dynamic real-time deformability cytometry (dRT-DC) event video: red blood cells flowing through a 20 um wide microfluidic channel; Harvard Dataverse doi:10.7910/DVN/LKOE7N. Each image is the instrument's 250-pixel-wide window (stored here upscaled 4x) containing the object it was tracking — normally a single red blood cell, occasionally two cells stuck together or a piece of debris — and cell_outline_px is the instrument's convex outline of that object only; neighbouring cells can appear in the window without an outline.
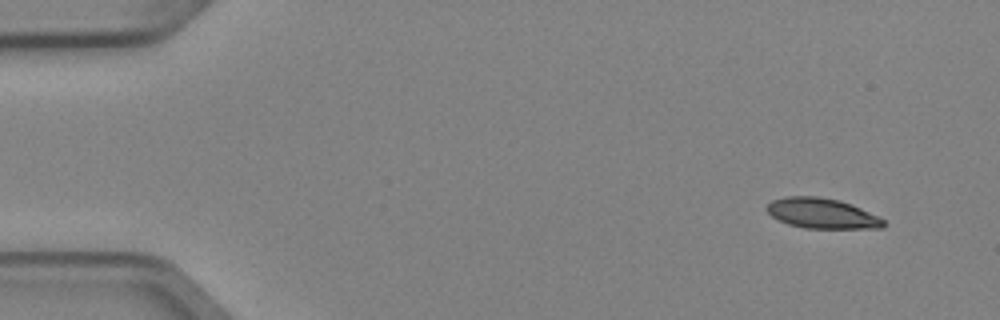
{"species": "Egyptian fruit bat (a non-hibernating species)", "species_latin": "Rousettus aegyptiacus", "temperature_condition": "cold", "stored_images_in_passage": 5, "segment_of_instrument_passage": [1, 2], "camera_frame_rate_fps": 3000, "um_per_image_px": 0.085, "animal": {"sex": "female"}, "frame": {"image": 1, "passage_image": 1, "time_ms": 0.0, "image_size_px": [1000, 320], "cell_outline_px": [[884, 228], [804, 228], [788, 224], [772, 216], [764, 208], [772, 200], [784, 196], [816, 196], [840, 200], [852, 204], [884, 220]], "centroid_in_image_um": [69.83, 18.13], "position_along_channel_um": 15.2, "area_um2": 20.46}}